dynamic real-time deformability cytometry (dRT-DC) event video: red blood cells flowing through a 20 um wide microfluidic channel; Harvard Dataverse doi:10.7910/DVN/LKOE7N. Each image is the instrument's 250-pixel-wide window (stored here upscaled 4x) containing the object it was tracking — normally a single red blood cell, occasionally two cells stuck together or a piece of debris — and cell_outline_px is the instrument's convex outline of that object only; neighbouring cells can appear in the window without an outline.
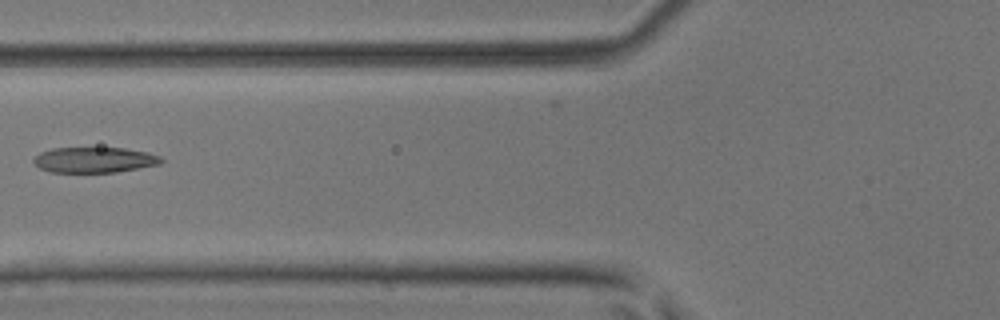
{"species": "common noctule bat (a hibernating species)", "species_latin": "Nyctalus noctula", "temperature_condition": "room temperature", "stored_images_in_passage": 3, "camera_frame_rate_fps": 3000, "um_per_image_px": 0.085, "animal": {"sex": "male", "body_mass_g": 17.9, "forearm_length_mm": 54.2}, "frame": {"image": 1, "passage_image": 3, "time_ms": 0.667, "image_size_px": [1000, 320], "cell_outline_px": [[164, 160], [160, 164], [116, 172], [48, 172], [40, 168], [32, 160], [40, 152], [52, 148], [124, 148], [148, 152], [160, 156]], "centroid_in_image_um": [8.03, 13.59], "position_along_channel_um": 117.8, "area_um2": 18.96}}